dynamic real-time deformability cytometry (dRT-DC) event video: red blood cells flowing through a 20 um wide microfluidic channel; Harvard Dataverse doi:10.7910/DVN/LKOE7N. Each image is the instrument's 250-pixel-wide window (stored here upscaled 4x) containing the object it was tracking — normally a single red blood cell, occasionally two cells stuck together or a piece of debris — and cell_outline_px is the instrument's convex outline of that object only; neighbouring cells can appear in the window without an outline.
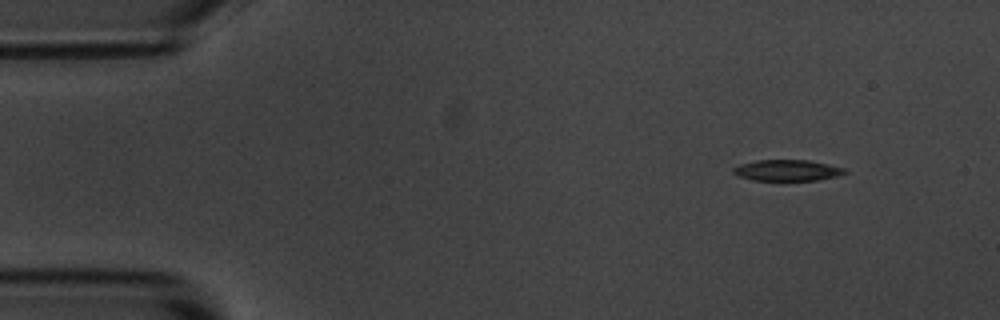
{"species": "common noctule bat (a hibernating species)", "species_latin": "Nyctalus noctula", "temperature_condition": "room temperature", "stored_images_in_passage": 3, "segment_of_instrument_passage": [2, 2], "camera_frame_rate_fps": 3000, "um_per_image_px": 0.085, "animal": {"sex": "male", "body_mass_g": 20.1, "forearm_length_mm": 53.5}, "frame": {"image": 1, "passage_image": 3, "time_ms": 3.0, "image_size_px": [1000, 320], "cell_outline_px": [[848, 172], [840, 176], [820, 180], [752, 180], [736, 176], [732, 172], [732, 168], [740, 164], [756, 160], [808, 160], [828, 164], [844, 168]], "centroid_in_image_um": [66.91, 14.48], "position_along_channel_um": 18.1, "area_um2": 13.87}}